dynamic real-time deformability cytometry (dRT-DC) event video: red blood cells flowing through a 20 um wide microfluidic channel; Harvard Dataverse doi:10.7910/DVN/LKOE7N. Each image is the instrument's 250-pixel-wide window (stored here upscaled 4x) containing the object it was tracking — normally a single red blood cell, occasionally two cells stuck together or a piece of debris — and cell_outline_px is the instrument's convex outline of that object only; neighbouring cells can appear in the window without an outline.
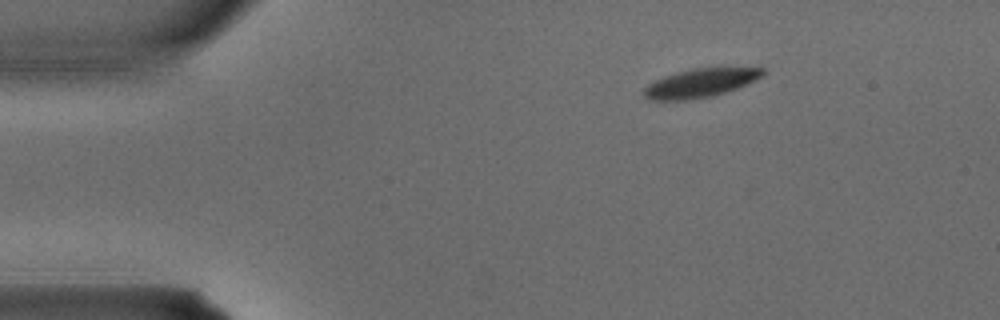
{"species": "common noctule bat (a hibernating species)", "species_latin": "Nyctalus noctula", "temperature_condition": "warm", "stored_images_in_passage": 2, "camera_frame_rate_fps": 3000, "um_per_image_px": 0.085, "animal": {"sex": "male", "body_mass_g": 15.6}, "frame": {"image": 1, "passage_image": 1, "time_ms": 0.0, "image_size_px": [1000, 320], "cell_outline_px": [[764, 72], [760, 76], [736, 88], [712, 96], [692, 100], [648, 100], [644, 96], [644, 88], [648, 84], [664, 76], [696, 68], [764, 68]], "centroid_in_image_um": [59.45, 7.07], "position_along_channel_um": 25.5, "area_um2": 19.31}}